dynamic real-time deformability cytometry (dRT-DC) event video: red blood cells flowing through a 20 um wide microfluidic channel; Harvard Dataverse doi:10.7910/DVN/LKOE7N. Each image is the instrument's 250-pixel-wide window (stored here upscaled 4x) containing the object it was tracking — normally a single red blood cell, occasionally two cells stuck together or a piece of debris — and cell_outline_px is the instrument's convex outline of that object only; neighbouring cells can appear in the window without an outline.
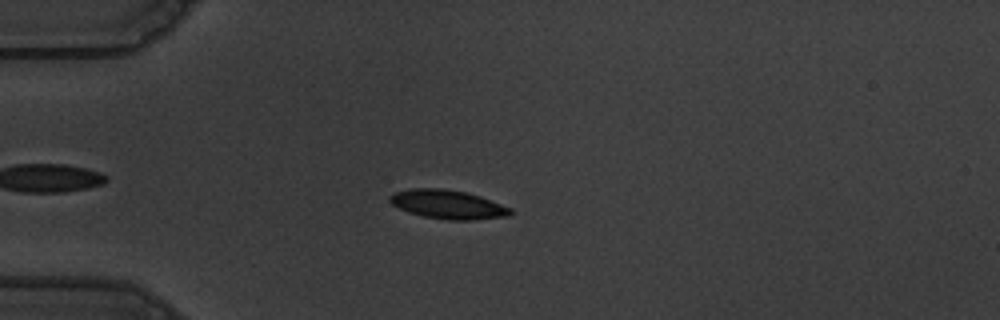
{"species": "common noctule bat (a hibernating species)", "species_latin": "Nyctalus noctula", "temperature_condition": "warm", "stored_images_in_passage": 42, "camera_frame_rate_fps": 3000, "um_per_image_px": 0.085, "animal": {"sex": "male", "body_mass_g": 19.5, "forearm_length_mm": 54.6}, "frame": {"image": 1, "passage_image": 1, "time_ms": 0.0, "image_size_px": [1000, 320], "cell_outline_px": [[512, 216], [472, 220], [448, 220], [424, 216], [408, 212], [392, 204], [388, 200], [388, 196], [396, 192], [412, 188], [444, 188], [468, 192], [480, 196], [512, 208]], "centroid_in_image_um": [38.1, 17.37], "position_along_channel_um": 46.9, "area_um2": 20.46}}
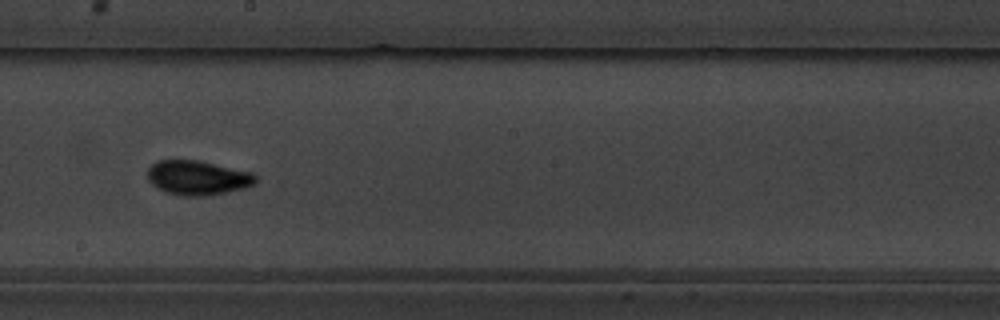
{"frame": {"image": 2, "passage_image": 18, "time_ms": 5.667, "image_size_px": [1000, 320], "cell_outline_px": [[256, 184], [244, 188], [228, 192], [208, 196], [184, 196], [164, 192], [152, 184], [148, 180], [148, 168], [156, 160], [196, 160], [252, 172], [256, 176]], "centroid_in_image_um": [16.8, 15.12], "position_along_channel_um": 231.4, "area_um2": 21.79}}
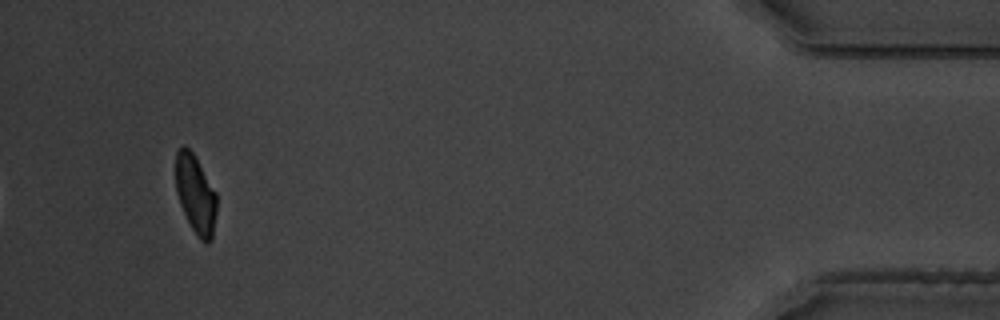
{"frame": {"image": 3, "passage_image": 39, "time_ms": 12.667, "image_size_px": [1000, 320], "cell_outline_px": [[216, 212], [212, 240], [208, 244], [204, 244], [200, 240], [192, 228], [180, 204], [176, 192], [176, 152], [184, 144], [192, 152], [216, 192]], "centroid_in_image_um": [16.63, 16.55], "position_along_channel_um": 418.6, "area_um2": 18.61}, "authors_computed_cell_mechanics": {"area_um2": 19.9988, "velocity_mm_per_s": 3.6222, "shape_relaxation_time_tau1_ms": 3.9611, "shape_relaxation_time_tau2_ms": 1.4408, "deformation_change_tau1": 0.1616, "deformation_change_tau2": 0.0634}}